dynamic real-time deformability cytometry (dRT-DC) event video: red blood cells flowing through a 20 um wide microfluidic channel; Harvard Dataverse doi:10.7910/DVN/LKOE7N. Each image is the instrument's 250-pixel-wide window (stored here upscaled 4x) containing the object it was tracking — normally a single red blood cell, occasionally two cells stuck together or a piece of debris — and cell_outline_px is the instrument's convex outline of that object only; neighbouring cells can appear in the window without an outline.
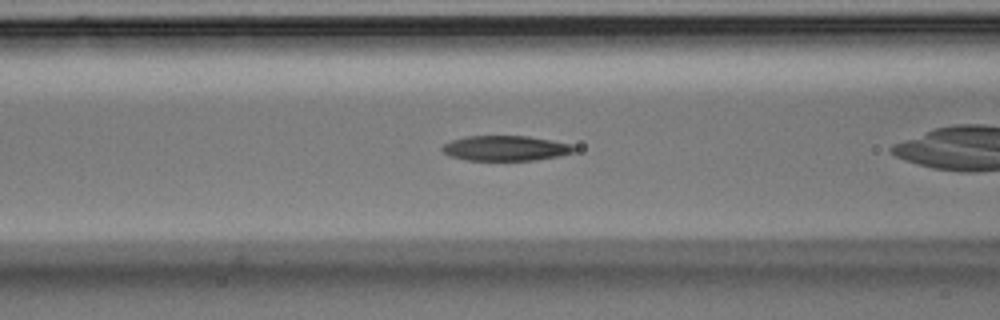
{"species": "Egyptian fruit bat (a non-hibernating species)", "species_latin": "Rousettus aegyptiacus", "temperature_condition": "room temperature", "stored_images_in_passage": 30, "camera_frame_rate_fps": 3000, "um_per_image_px": 0.085, "animal": {"sex": "male"}, "frame": {"image": 1, "passage_image": 7, "time_ms": 2.0, "image_size_px": [1000, 320], "cell_outline_px": [[576, 148], [572, 152], [560, 156], [536, 160], [468, 160], [448, 156], [440, 148], [444, 144], [452, 140], [464, 136], [528, 136], [552, 140], [572, 144]], "centroid_in_image_um": [42.96, 12.59], "position_along_channel_um": 123.6, "area_um2": 19.36}}
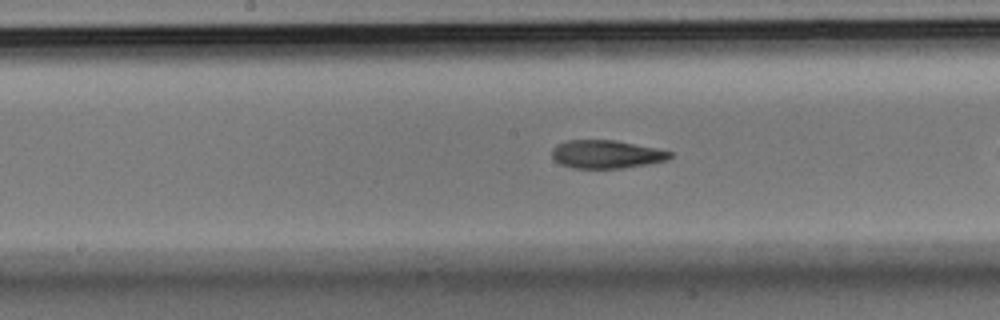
{"frame": {"image": 2, "passage_image": 13, "time_ms": 4.0, "image_size_px": [1000, 320], "cell_outline_px": [[672, 156], [668, 160], [648, 164], [624, 168], [572, 168], [560, 164], [552, 156], [552, 148], [556, 144], [568, 140], [616, 140], [656, 148], [672, 152]], "centroid_in_image_um": [51.54, 13.11], "position_along_channel_um": 196.7, "area_um2": 19.48}}
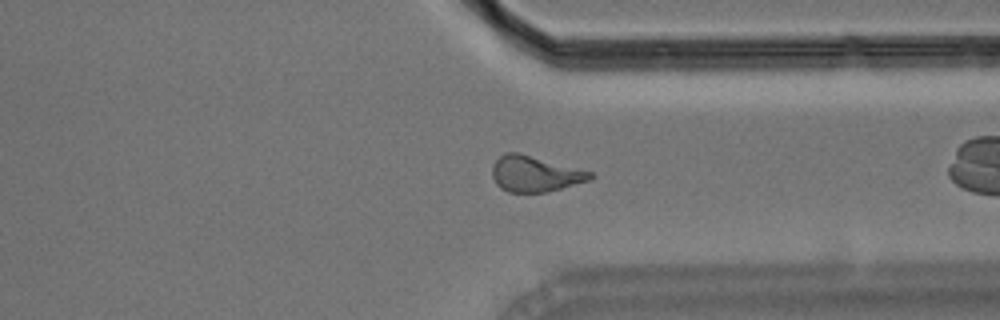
{"frame": {"image": 3, "passage_image": 27, "time_ms": 8.667, "image_size_px": [1000, 320], "cell_outline_px": [[596, 176], [588, 180], [548, 192], [508, 192], [500, 188], [496, 184], [492, 176], [492, 164], [504, 152], [516, 152], [592, 172]], "centroid_in_image_um": [45.43, 14.78], "position_along_channel_um": 366.0, "area_um2": 20.23}}